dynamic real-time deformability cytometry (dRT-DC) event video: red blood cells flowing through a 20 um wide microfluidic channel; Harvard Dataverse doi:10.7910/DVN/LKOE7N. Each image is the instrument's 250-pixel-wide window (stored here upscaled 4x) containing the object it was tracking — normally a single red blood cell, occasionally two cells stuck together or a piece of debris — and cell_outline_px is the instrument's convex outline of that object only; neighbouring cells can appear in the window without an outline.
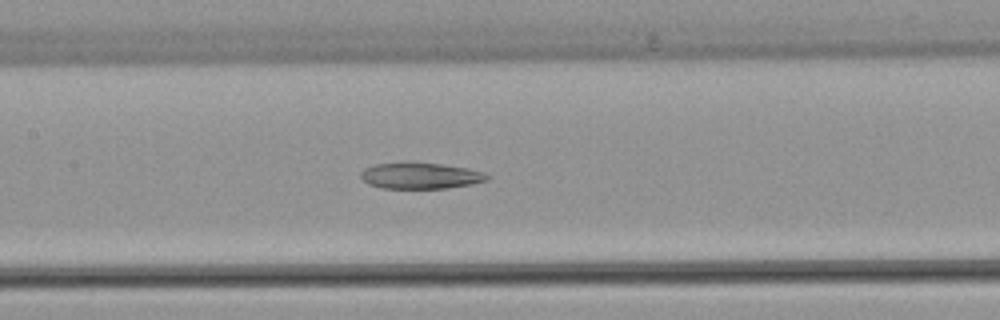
{"species": "common noctule bat (a hibernating species)", "species_latin": "Nyctalus noctula", "temperature_condition": "warm", "stored_images_in_passage": 50, "camera_frame_rate_fps": 3000, "um_per_image_px": 0.085, "animal": {"sex": "female", "body_mass_g": 22.7, "forearm_length_mm": 54.2}, "frame": {"image": 1, "passage_image": 23, "time_ms": 7.333, "image_size_px": [1000, 320], "cell_outline_px": [[492, 176], [488, 180], [472, 184], [448, 188], [380, 188], [368, 184], [360, 176], [360, 172], [364, 168], [376, 164], [404, 160], [408, 160], [440, 164], [468, 168], [484, 172]], "centroid_in_image_um": [35.73, 14.91], "position_along_channel_um": 171.7, "area_um2": 19.88}}
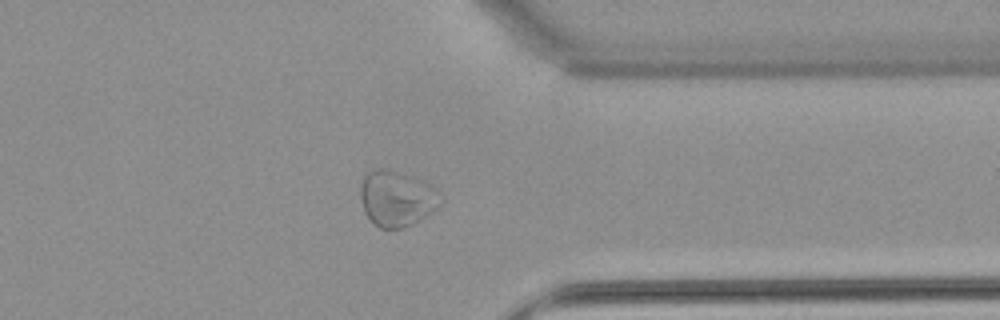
{"frame": {"image": 2, "passage_image": 39, "time_ms": 12.667, "image_size_px": [1000, 320], "cell_outline_px": [[440, 204], [432, 212], [412, 224], [404, 228], [380, 228], [364, 212], [360, 200], [360, 184], [364, 176], [372, 168], [384, 168], [412, 176], [432, 184], [436, 188]], "centroid_in_image_um": [33.69, 16.85], "position_along_channel_um": 377.7, "area_um2": 25.95}}
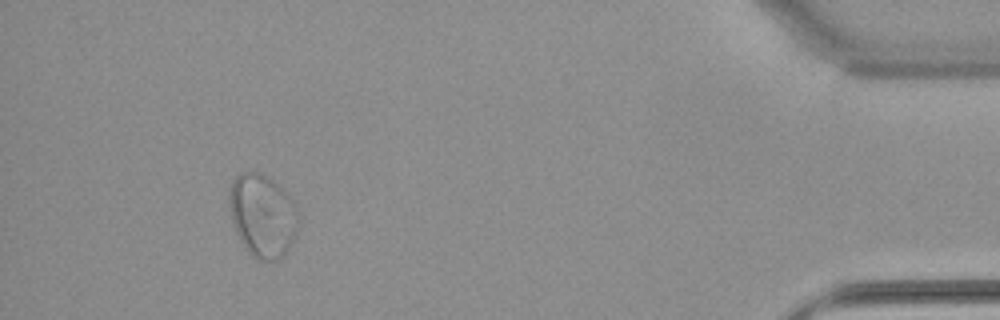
{"frame": {"image": 3, "passage_image": 46, "time_ms": 15.0, "image_size_px": [1000, 320], "cell_outline_px": [[300, 224], [296, 236], [284, 256], [276, 260], [260, 260], [252, 256], [248, 252], [240, 240], [236, 232], [232, 220], [228, 196], [232, 180], [240, 172], [260, 172], [280, 184], [292, 200], [300, 216]], "centroid_in_image_um": [22.35, 18.32], "position_along_channel_um": 412.9, "area_um2": 33.93}, "authors_computed_cell_mechanics": {"area_um2": 26.6458, "velocity_mm_per_s": 3.9829, "shape_relaxation_time_tau1_ms": null, "shape_relaxation_time_tau2_ms": 3.4311, "deformation_change_tau1": null, "deformation_change_tau2": 0.0916}}